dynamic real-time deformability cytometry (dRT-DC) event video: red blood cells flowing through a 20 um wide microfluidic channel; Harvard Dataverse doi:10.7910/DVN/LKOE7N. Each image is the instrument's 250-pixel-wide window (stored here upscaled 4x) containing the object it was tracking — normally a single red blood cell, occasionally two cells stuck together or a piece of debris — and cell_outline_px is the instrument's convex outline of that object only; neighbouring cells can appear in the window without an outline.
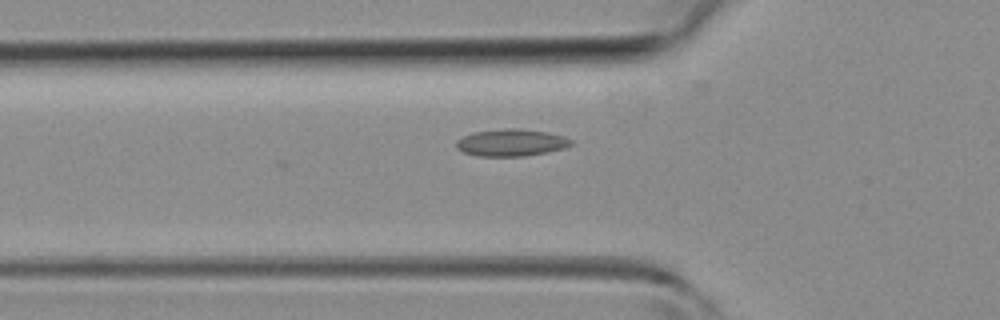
{"species": "common noctule bat (a hibernating species)", "species_latin": "Nyctalus noctula", "temperature_condition": "room temperature", "stored_images_in_passage": 26, "camera_frame_rate_fps": 3000, "um_per_image_px": 0.085, "animal": {"sex": "female", "body_mass_g": 19.3, "forearm_length_mm": 54.1}, "frame": {"image": 1, "passage_image": 2, "time_ms": 0.333, "image_size_px": [1000, 320], "cell_outline_px": [[572, 144], [564, 148], [548, 152], [524, 156], [476, 156], [464, 152], [456, 148], [456, 140], [472, 132], [504, 128], [520, 128], [548, 132], [564, 136], [572, 140]], "centroid_in_image_um": [43.45, 12.11], "position_along_channel_um": 82.4, "area_um2": 18.26}}
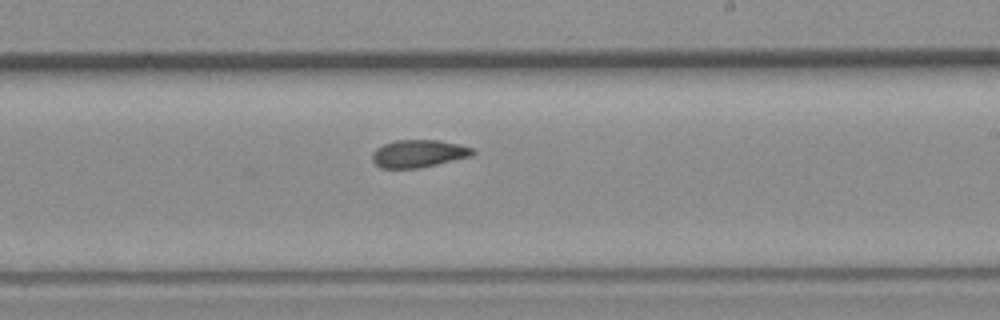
{"frame": {"image": 2, "passage_image": 13, "time_ms": 4.0, "image_size_px": [1000, 320], "cell_outline_px": [[476, 152], [472, 156], [436, 164], [416, 168], [380, 168], [372, 160], [372, 152], [376, 148], [384, 144], [396, 140], [436, 140], [460, 144], [472, 148]], "centroid_in_image_um": [35.57, 13.05], "position_along_channel_um": 253.4, "area_um2": 16.07}}
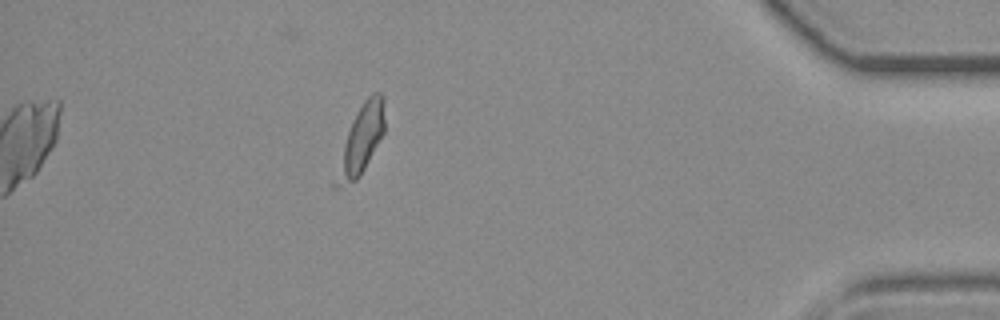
{"frame": {"image": 3, "passage_image": 26, "time_ms": 8.333, "image_size_px": [1000, 320], "cell_outline_px": [[384, 132], [360, 176], [356, 180], [340, 188], [336, 188], [332, 184], [344, 144], [348, 132], [364, 100], [372, 92], [380, 92], [384, 96]], "centroid_in_image_um": [30.7, 11.92], "position_along_channel_um": 404.5, "area_um2": 18.73}}